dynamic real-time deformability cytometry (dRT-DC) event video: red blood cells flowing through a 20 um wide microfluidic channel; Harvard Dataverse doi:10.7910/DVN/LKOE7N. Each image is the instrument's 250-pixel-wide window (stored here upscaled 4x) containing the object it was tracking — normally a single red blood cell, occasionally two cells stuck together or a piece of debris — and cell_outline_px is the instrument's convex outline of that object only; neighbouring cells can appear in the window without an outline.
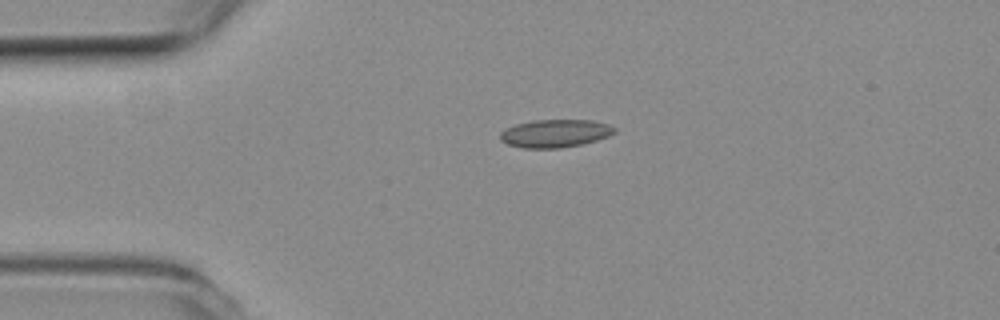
{"species": "common noctule bat (a hibernating species)", "species_latin": "Nyctalus noctula", "temperature_condition": "room temperature", "stored_images_in_passage": 43, "camera_frame_rate_fps": 3000, "um_per_image_px": 0.085, "animal": {"sex": "female", "body_mass_g": 19.3, "forearm_length_mm": 54.1}, "frame": {"image": 1, "passage_image": 1, "time_ms": 0.0, "image_size_px": [1000, 320], "cell_outline_px": [[616, 132], [608, 136], [584, 144], [560, 148], [520, 148], [508, 144], [500, 140], [500, 132], [504, 128], [516, 124], [532, 120], [592, 120], [608, 124], [616, 128]], "centroid_in_image_um": [47.17, 11.34], "position_along_channel_um": 37.8, "area_um2": 18.79}}
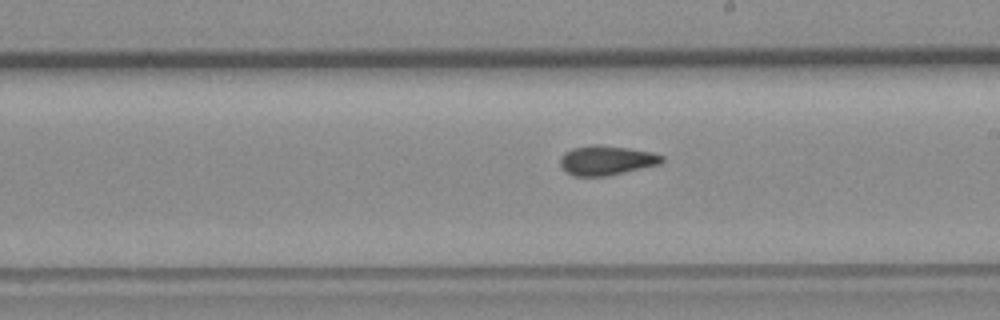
{"frame": {"image": 2, "passage_image": 19, "time_ms": 6.0, "image_size_px": [1000, 320], "cell_outline_px": [[664, 160], [660, 164], [608, 176], [572, 176], [560, 164], [560, 156], [564, 152], [572, 148], [592, 144], [600, 144], [628, 148], [652, 152], [664, 156]], "centroid_in_image_um": [51.55, 13.62], "position_along_channel_um": 237.5, "area_um2": 17.63}}
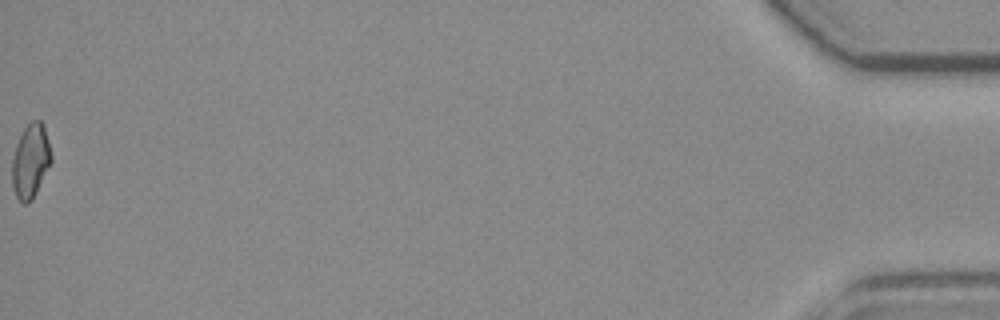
{"frame": {"image": 3, "passage_image": 43, "time_ms": 14.0, "image_size_px": [1000, 320], "cell_outline_px": [[52, 160], [32, 200], [28, 204], [24, 204], [16, 196], [12, 184], [12, 156], [16, 144], [24, 128], [32, 120], [40, 120], [44, 124], [52, 156]], "centroid_in_image_um": [2.59, 13.67], "position_along_channel_um": 432.6, "area_um2": 16.88}, "authors_computed_cell_mechanics": {"area_um2": 17.1088, "velocity_mm_per_s": 3.8126, "shape_relaxation_time_tau1_ms": null, "shape_relaxation_time_tau2_ms": 2.9736, "deformation_change_tau1": null, "deformation_change_tau2": 0.0959}}